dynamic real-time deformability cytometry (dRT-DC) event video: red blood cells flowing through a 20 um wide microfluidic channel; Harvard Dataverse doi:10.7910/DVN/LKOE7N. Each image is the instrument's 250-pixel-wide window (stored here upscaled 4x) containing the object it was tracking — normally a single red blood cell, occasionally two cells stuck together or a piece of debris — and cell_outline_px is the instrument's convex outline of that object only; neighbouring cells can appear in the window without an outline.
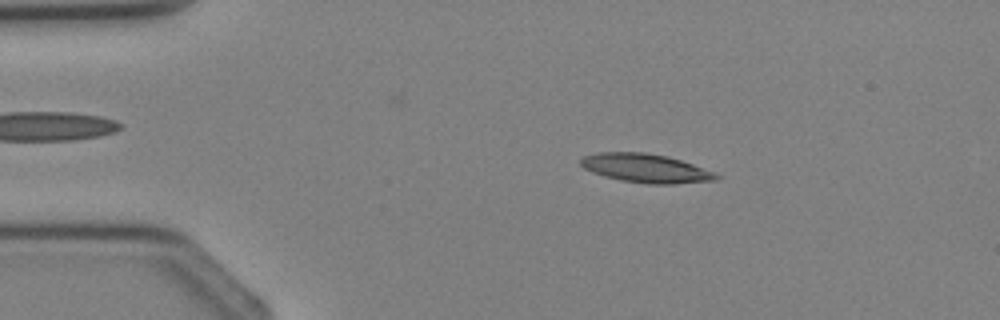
{"species": "Egyptian fruit bat (a non-hibernating species)", "species_latin": "Rousettus aegyptiacus", "temperature_condition": "cold", "stored_images_in_passage": 2, "camera_frame_rate_fps": 3000, "um_per_image_px": 0.085, "animal": {"sex": "female"}, "frame": {"image": 1, "passage_image": 1, "time_ms": 0.0, "image_size_px": [1000, 320], "cell_outline_px": [[720, 176], [716, 180], [672, 184], [648, 184], [620, 180], [604, 176], [592, 172], [584, 168], [580, 164], [580, 156], [596, 152], [644, 152], [668, 156], [692, 164], [712, 172]], "centroid_in_image_um": [54.81, 14.29], "position_along_channel_um": 30.2, "area_um2": 22.72}}